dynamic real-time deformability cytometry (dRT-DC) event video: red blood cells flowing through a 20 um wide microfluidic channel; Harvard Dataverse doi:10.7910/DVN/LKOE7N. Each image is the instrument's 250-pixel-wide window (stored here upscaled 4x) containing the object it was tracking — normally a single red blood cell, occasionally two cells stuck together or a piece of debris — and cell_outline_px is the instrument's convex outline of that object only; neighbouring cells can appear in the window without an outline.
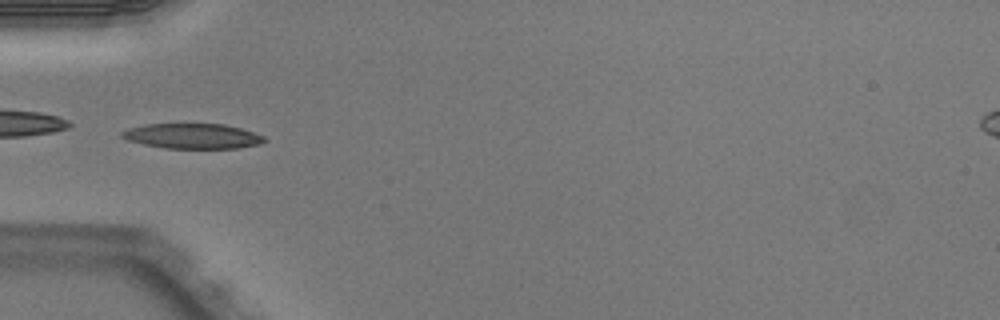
{"species": "Egyptian fruit bat (a non-hibernating species)", "species_latin": "Rousettus aegyptiacus", "temperature_condition": "warm", "stored_images_in_passage": 5, "camera_frame_rate_fps": 3000, "um_per_image_px": 0.085, "animal": {"sex": "male"}, "frame": {"image": 1, "passage_image": 5, "time_ms": 1.333, "image_size_px": [1000, 320], "cell_outline_px": [[268, 140], [260, 144], [236, 148], [164, 148], [144, 144], [128, 140], [120, 136], [120, 132], [128, 128], [144, 124], [224, 124], [240, 128], [264, 136]], "centroid_in_image_um": [16.35, 11.56], "position_along_channel_um": 68.6, "area_um2": 20.81}}